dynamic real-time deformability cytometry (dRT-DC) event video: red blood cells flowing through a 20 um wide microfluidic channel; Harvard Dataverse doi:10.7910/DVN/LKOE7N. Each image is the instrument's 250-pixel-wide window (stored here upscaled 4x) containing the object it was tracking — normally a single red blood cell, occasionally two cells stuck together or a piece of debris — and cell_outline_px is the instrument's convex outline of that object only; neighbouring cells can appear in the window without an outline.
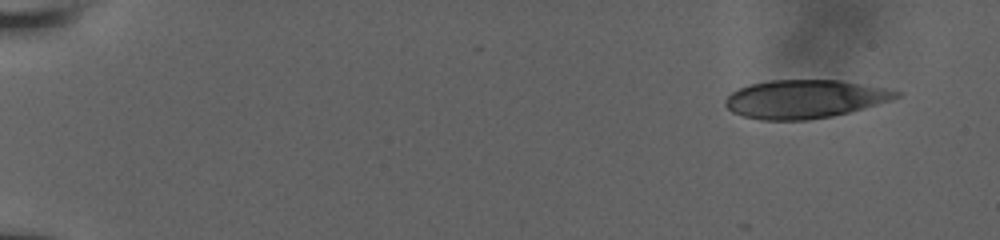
{"species": "human", "species_latin": "Homo sapiens", "temperature_condition": "room temperature", "stored_images_in_passage": 31, "camera_frame_rate_fps": 3000, "um_per_image_px": 0.085, "donor": {"sex": "male"}, "frame": {"image": 1, "passage_image": 1, "time_ms": 0.0, "image_size_px": [1000, 240], "cell_outline_px": [[904, 92], [900, 96], [892, 100], [848, 112], [832, 116], [808, 120], [760, 120], [744, 116], [732, 112], [724, 104], [724, 100], [732, 92], [740, 88], [752, 84], [768, 80], [840, 80], [884, 88]], "centroid_in_image_um": [68.4, 8.42], "position_along_channel_um": 16.6, "area_um2": 38.09}}
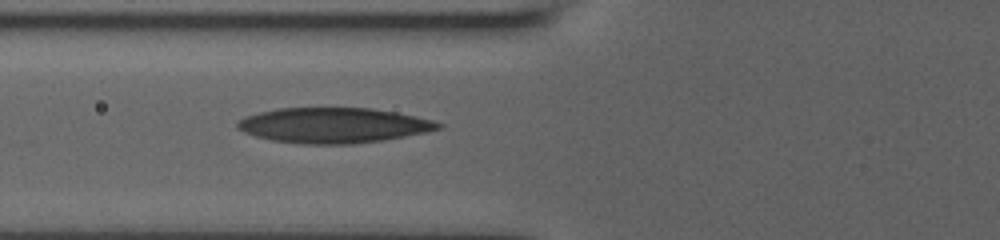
{"frame": {"image": 2, "passage_image": 22, "time_ms": 6.333, "image_size_px": [1000, 240], "cell_outline_px": [[444, 124], [440, 128], [424, 132], [384, 140], [352, 144], [304, 144], [272, 140], [256, 136], [244, 132], [236, 128], [236, 124], [244, 116], [260, 112], [280, 108], [372, 108], [396, 112], [416, 116], [432, 120]], "centroid_in_image_um": [28.33, 10.65], "position_along_channel_um": 97.5, "area_um2": 41.1}}
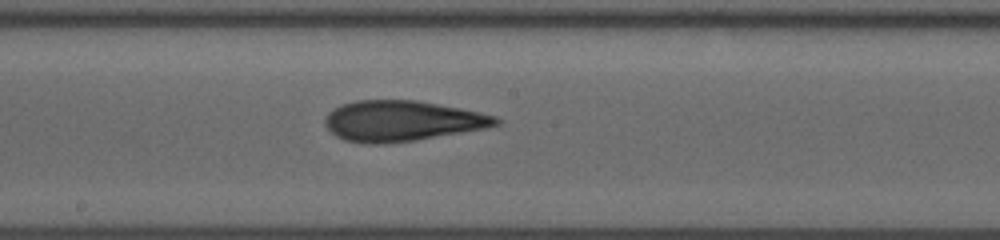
{"frame": {"image": 3, "passage_image": 31, "time_ms": 9.333, "image_size_px": [1000, 240], "cell_outline_px": [[504, 120], [500, 124], [484, 128], [416, 140], [380, 144], [364, 144], [344, 140], [336, 136], [324, 124], [324, 120], [328, 112], [340, 104], [356, 100], [416, 100], [460, 108], [480, 112], [496, 116]], "centroid_in_image_um": [34.15, 10.27], "position_along_channel_um": 214.1, "area_um2": 40.46}}